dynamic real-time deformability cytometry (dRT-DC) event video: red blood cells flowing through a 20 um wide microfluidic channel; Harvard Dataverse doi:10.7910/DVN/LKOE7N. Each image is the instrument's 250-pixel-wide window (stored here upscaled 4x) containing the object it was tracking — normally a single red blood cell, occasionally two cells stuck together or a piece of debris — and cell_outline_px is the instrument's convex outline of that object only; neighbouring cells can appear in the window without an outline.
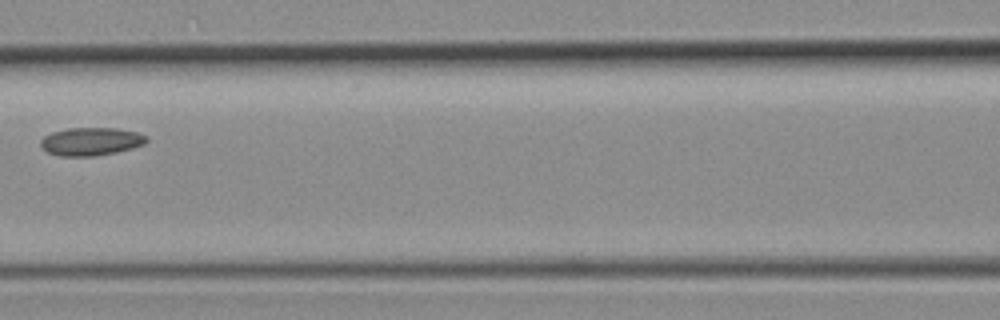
{"species": "common noctule bat (a hibernating species)", "species_latin": "Nyctalus noctula", "temperature_condition": "room temperature", "stored_images_in_passage": 7, "camera_frame_rate_fps": 3000, "um_per_image_px": 0.085, "animal": {"sex": "female", "body_mass_g": 19.3, "forearm_length_mm": 54.1}, "frame": {"image": 1, "passage_image": 7, "time_ms": 2.0, "image_size_px": [1000, 320], "cell_outline_px": [[148, 140], [144, 144], [132, 148], [116, 152], [92, 156], [60, 156], [48, 152], [40, 144], [40, 140], [44, 136], [52, 132], [68, 128], [116, 128], [136, 132], [148, 136]], "centroid_in_image_um": [7.74, 12.02], "position_along_channel_um": 158.9, "area_um2": 17.22}}